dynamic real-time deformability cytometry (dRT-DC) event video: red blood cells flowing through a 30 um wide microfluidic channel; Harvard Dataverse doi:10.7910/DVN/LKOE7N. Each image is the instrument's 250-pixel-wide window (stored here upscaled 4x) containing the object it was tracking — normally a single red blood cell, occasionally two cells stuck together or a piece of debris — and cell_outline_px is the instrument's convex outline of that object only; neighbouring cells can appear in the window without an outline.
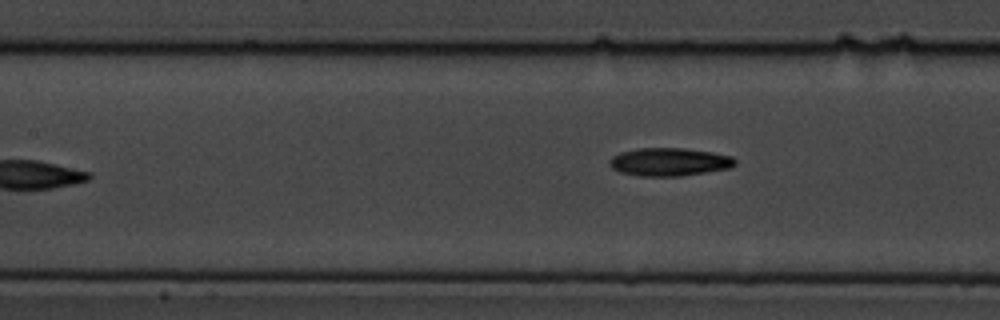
{"species": "common noctule bat (a hibernating species)", "species_latin": "Nyctalus noctula", "temperature_condition": "cold", "stored_images_in_passage": 8, "camera_frame_rate_fps": 3000, "um_per_image_px": 0.085, "animal": {"sex": "male", "body_mass_g": 19.5, "forearm_length_mm": 54.6}, "frame": {"image": 1, "passage_image": 8, "time_ms": 8.333, "image_size_px": [1000, 320], "cell_outline_px": [[736, 164], [732, 168], [680, 176], [640, 176], [620, 172], [612, 168], [608, 164], [608, 160], [612, 156], [620, 152], [640, 148], [684, 148], [712, 152], [732, 156], [736, 160]], "centroid_in_image_um": [56.89, 13.76], "position_along_channel_um": 150.5, "area_um2": 20.69}}